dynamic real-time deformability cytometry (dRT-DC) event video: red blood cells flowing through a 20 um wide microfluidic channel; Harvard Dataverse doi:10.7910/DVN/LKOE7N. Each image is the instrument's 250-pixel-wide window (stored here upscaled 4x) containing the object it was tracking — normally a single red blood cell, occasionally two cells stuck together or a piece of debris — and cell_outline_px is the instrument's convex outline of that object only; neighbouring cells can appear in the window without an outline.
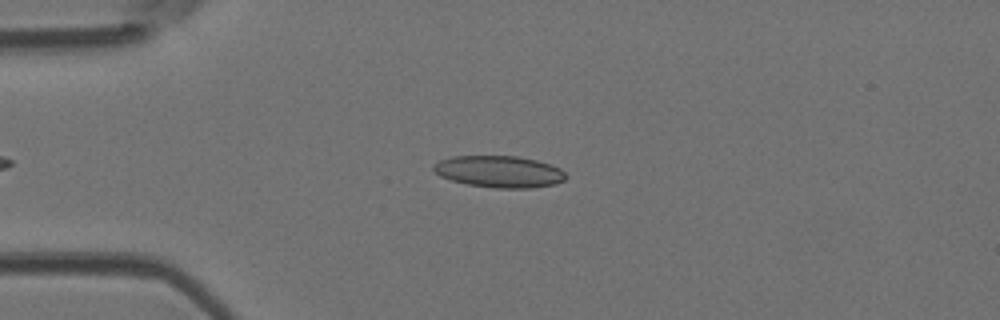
{"species": "Egyptian fruit bat (a non-hibernating species)", "species_latin": "Rousettus aegyptiacus", "temperature_condition": "room temperature", "stored_images_in_passage": 5, "camera_frame_rate_fps": 3000, "um_per_image_px": 0.085, "animal": {"sex": "female"}, "frame": {"image": 1, "passage_image": 2, "time_ms": 0.333, "image_size_px": [1000, 320], "cell_outline_px": [[568, 176], [564, 180], [556, 184], [532, 188], [496, 188], [468, 184], [452, 180], [440, 176], [432, 168], [432, 164], [440, 160], [452, 156], [516, 156], [536, 160], [552, 164], [560, 168]], "centroid_in_image_um": [42.46, 14.58], "position_along_channel_um": 42.5, "area_um2": 24.57}}
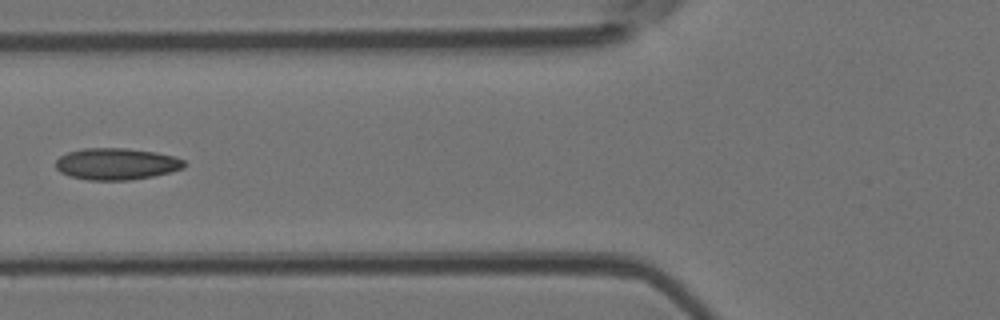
{"frame": {"image": 2, "passage_image": 4, "time_ms": 1.0, "image_size_px": [1000, 320], "cell_outline_px": [[184, 168], [172, 172], [132, 180], [88, 180], [68, 176], [60, 172], [56, 168], [56, 160], [60, 156], [68, 152], [84, 148], [124, 148], [156, 152], [172, 156], [184, 160]], "centroid_in_image_um": [9.88, 13.94], "position_along_channel_um": 115.9, "area_um2": 23.76}}
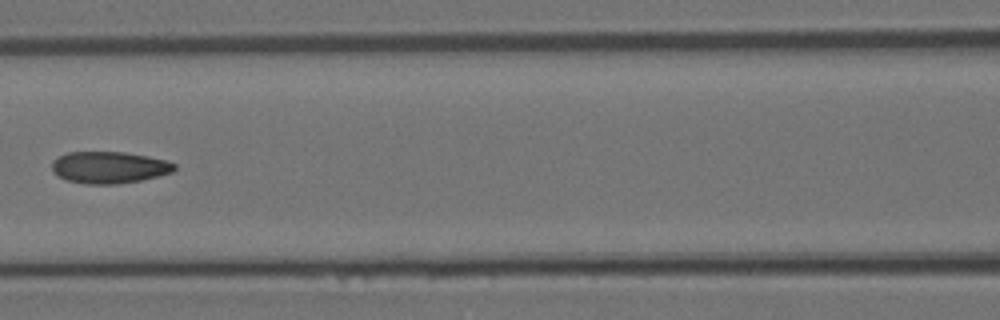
{"frame": {"image": 3, "passage_image": 5, "time_ms": 1.333, "image_size_px": [1000, 320], "cell_outline_px": [[176, 168], [172, 172], [140, 180], [120, 184], [84, 184], [68, 180], [60, 176], [52, 168], [52, 160], [68, 152], [124, 152], [148, 156], [164, 160], [176, 164]], "centroid_in_image_um": [9.29, 14.23], "position_along_channel_um": 157.3, "area_um2": 22.48}}